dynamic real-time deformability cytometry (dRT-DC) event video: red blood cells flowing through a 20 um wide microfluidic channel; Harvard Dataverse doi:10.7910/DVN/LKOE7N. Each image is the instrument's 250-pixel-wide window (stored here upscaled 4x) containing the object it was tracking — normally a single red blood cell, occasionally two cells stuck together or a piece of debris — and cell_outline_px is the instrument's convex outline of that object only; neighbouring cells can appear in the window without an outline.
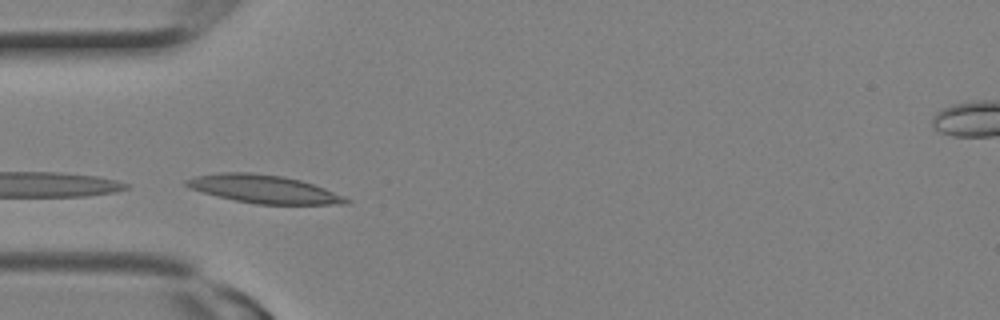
{"species": "Egyptian fruit bat (a non-hibernating species)", "species_latin": "Rousettus aegyptiacus", "temperature_condition": "room temperature", "stored_images_in_passage": 8, "camera_frame_rate_fps": 3000, "um_per_image_px": 0.085, "animal": {"sex": "female"}, "frame": {"image": 1, "passage_image": 5, "time_ms": 1.333, "image_size_px": [1000, 320], "cell_outline_px": [[352, 200], [348, 204], [256, 204], [236, 200], [188, 188], [184, 184], [184, 180], [196, 176], [216, 172], [252, 172], [284, 176], [300, 180], [324, 188], [344, 196]], "centroid_in_image_um": [22.42, 16.06], "position_along_channel_um": 62.6, "area_um2": 26.07}}
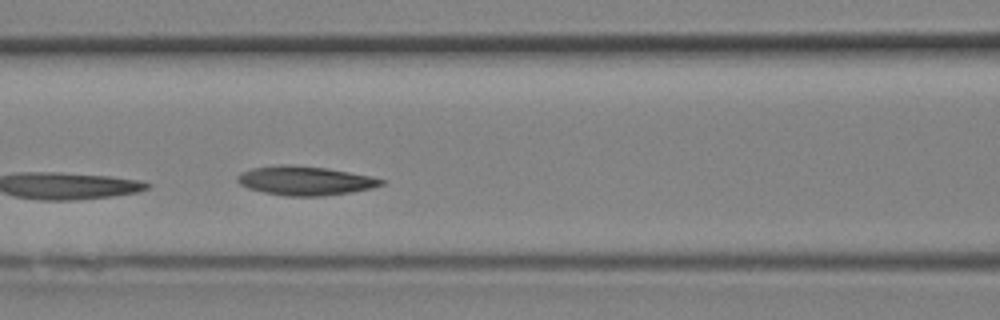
{"frame": {"image": 2, "passage_image": 8, "time_ms": 2.333, "image_size_px": [1000, 320], "cell_outline_px": [[384, 184], [372, 188], [352, 192], [320, 196], [288, 196], [264, 192], [248, 188], [240, 184], [236, 180], [236, 176], [240, 172], [252, 168], [280, 164], [284, 164], [328, 168], [368, 176], [384, 180]], "centroid_in_image_um": [25.89, 15.35], "position_along_channel_um": 140.7, "area_um2": 24.22}}